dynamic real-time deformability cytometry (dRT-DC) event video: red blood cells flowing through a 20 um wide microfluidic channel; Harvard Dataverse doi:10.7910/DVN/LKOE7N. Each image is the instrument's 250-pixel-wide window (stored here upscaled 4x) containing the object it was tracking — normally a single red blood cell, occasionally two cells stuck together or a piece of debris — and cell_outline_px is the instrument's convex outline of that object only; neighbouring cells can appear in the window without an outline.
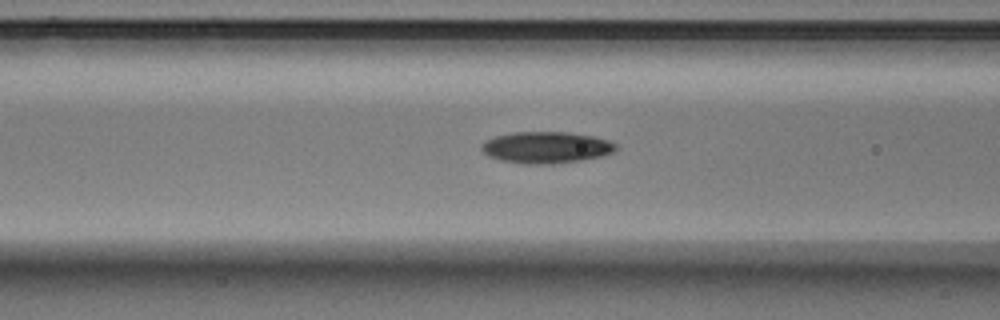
{"species": "Egyptian fruit bat (a non-hibernating species)", "species_latin": "Rousettus aegyptiacus", "temperature_condition": "warm", "stored_images_in_passage": 43, "camera_frame_rate_fps": 3000, "um_per_image_px": 0.085, "animal": {"sex": "male"}, "frame": {"image": 1, "passage_image": 21, "time_ms": 6.667, "image_size_px": [1000, 320], "cell_outline_px": [[616, 148], [612, 152], [600, 156], [580, 160], [552, 164], [524, 164], [500, 160], [488, 156], [480, 148], [480, 144], [496, 136], [512, 132], [568, 132], [592, 136], [608, 140], [616, 144]], "centroid_in_image_um": [46.39, 12.53], "position_along_channel_um": 120.2, "area_um2": 24.57}}
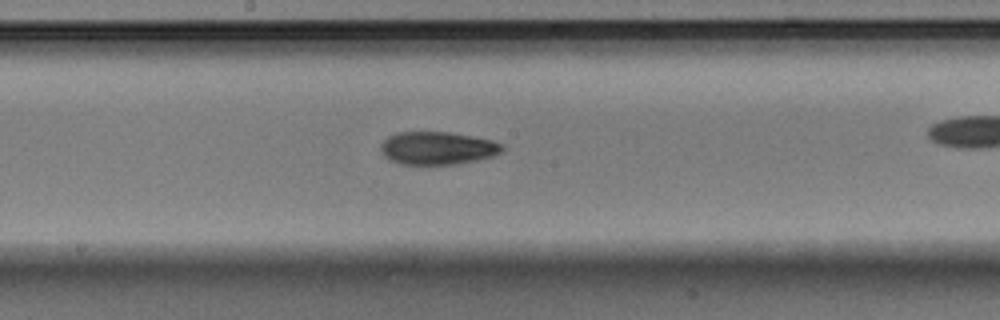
{"frame": {"image": 2, "passage_image": 28, "time_ms": 9.0, "image_size_px": [1000, 320], "cell_outline_px": [[504, 148], [500, 152], [492, 156], [476, 160], [456, 164], [400, 164], [388, 160], [380, 152], [380, 144], [388, 136], [396, 132], [448, 132], [492, 140], [504, 144]], "centroid_in_image_um": [37.14, 12.59], "position_along_channel_um": 211.1, "area_um2": 23.35}}
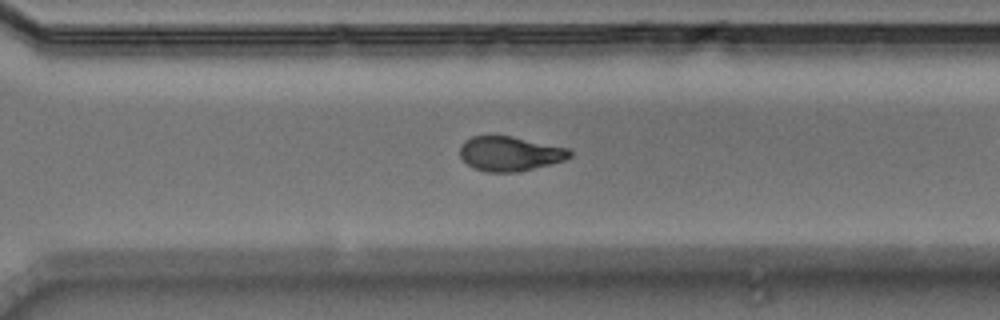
{"frame": {"image": 3, "passage_image": 37, "time_ms": 12.0, "image_size_px": [1000, 320], "cell_outline_px": [[572, 156], [568, 160], [552, 164], [516, 172], [488, 172], [472, 168], [460, 156], [460, 144], [464, 140], [472, 136], [512, 136], [568, 148], [572, 152]], "centroid_in_image_um": [43.35, 13.06], "position_along_channel_um": 327.2, "area_um2": 22.31}}